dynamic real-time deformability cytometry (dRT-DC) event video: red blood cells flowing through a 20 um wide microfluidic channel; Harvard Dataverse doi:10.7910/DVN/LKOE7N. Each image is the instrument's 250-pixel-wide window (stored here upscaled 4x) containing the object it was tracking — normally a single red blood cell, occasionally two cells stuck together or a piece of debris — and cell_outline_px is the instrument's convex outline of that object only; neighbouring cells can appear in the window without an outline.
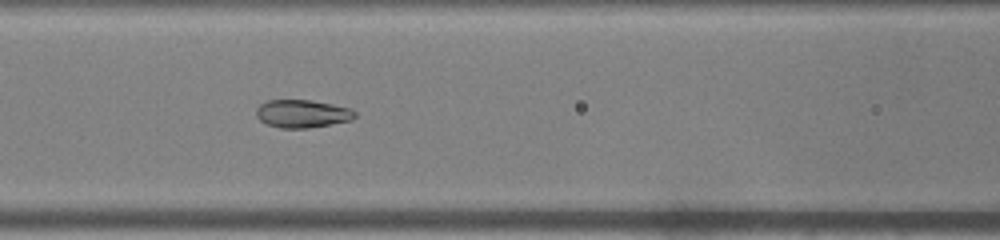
{"species": "common noctule bat (a hibernating species)", "species_latin": "Nyctalus noctula", "temperature_condition": "warm", "stored_images_in_passage": 41, "camera_frame_rate_fps": 3000, "um_per_image_px": 0.085, "animal": {"sex": "male", "body_mass_g": 19.0, "forearm_length_mm": 50.8}, "frame": {"image": 1, "passage_image": 13, "time_ms": 4.0, "image_size_px": [1000, 240], "cell_outline_px": [[356, 116], [352, 120], [308, 128], [280, 128], [268, 124], [260, 120], [256, 116], [256, 108], [260, 104], [268, 100], [312, 100], [352, 108], [356, 112]], "centroid_in_image_um": [25.71, 9.66], "position_along_channel_um": 140.9, "area_um2": 16.13}}
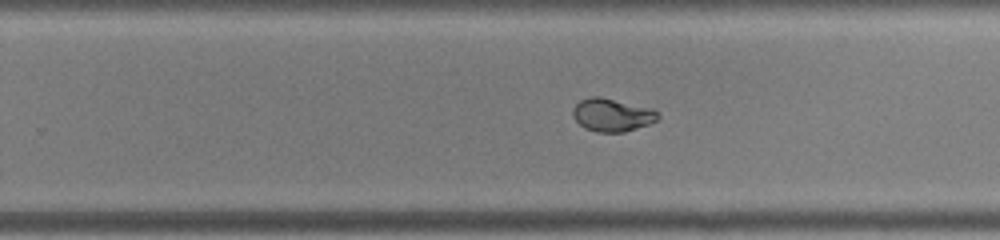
{"frame": {"image": 2, "passage_image": 23, "time_ms": 7.333, "image_size_px": [1000, 240], "cell_outline_px": [[660, 116], [656, 120], [648, 124], [624, 132], [596, 132], [584, 128], [572, 116], [572, 108], [580, 100], [592, 96], [600, 96], [652, 108], [660, 112]], "centroid_in_image_um": [52.02, 9.76], "position_along_channel_um": 277.8, "area_um2": 16.47}}
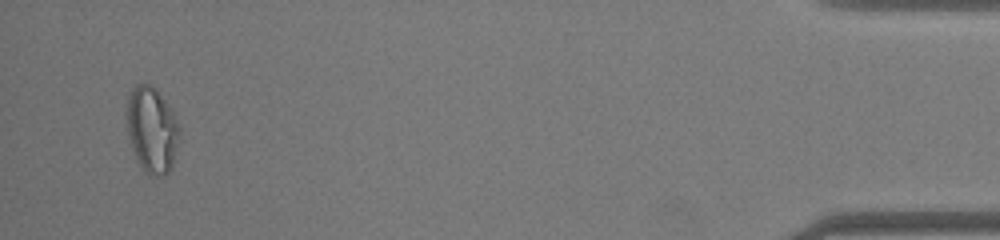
{"frame": {"image": 3, "passage_image": 39, "time_ms": 12.667, "image_size_px": [1000, 240], "cell_outline_px": [[180, 136], [172, 164], [168, 172], [164, 176], [148, 176], [136, 160], [132, 148], [128, 132], [128, 92], [136, 84], [152, 84], [156, 88], [168, 104], [180, 128]], "centroid_in_image_um": [12.92, 11.04], "position_along_channel_um": 422.3, "area_um2": 26.3}}